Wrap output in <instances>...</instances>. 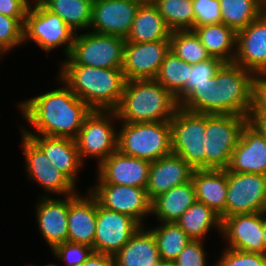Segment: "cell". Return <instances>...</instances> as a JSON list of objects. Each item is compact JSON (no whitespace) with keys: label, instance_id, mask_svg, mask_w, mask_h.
Here are the masks:
<instances>
[{"label":"cell","instance_id":"cell-32","mask_svg":"<svg viewBox=\"0 0 266 266\" xmlns=\"http://www.w3.org/2000/svg\"><path fill=\"white\" fill-rule=\"evenodd\" d=\"M221 23L236 32L256 20L263 12L260 0H219Z\"/></svg>","mask_w":266,"mask_h":266},{"label":"cell","instance_id":"cell-15","mask_svg":"<svg viewBox=\"0 0 266 266\" xmlns=\"http://www.w3.org/2000/svg\"><path fill=\"white\" fill-rule=\"evenodd\" d=\"M140 4L137 0H93L89 29L126 39Z\"/></svg>","mask_w":266,"mask_h":266},{"label":"cell","instance_id":"cell-38","mask_svg":"<svg viewBox=\"0 0 266 266\" xmlns=\"http://www.w3.org/2000/svg\"><path fill=\"white\" fill-rule=\"evenodd\" d=\"M216 87L214 76L211 84L195 86L178 104L179 107L195 113L216 114Z\"/></svg>","mask_w":266,"mask_h":266},{"label":"cell","instance_id":"cell-18","mask_svg":"<svg viewBox=\"0 0 266 266\" xmlns=\"http://www.w3.org/2000/svg\"><path fill=\"white\" fill-rule=\"evenodd\" d=\"M233 63L255 75L266 74V12L237 32Z\"/></svg>","mask_w":266,"mask_h":266},{"label":"cell","instance_id":"cell-37","mask_svg":"<svg viewBox=\"0 0 266 266\" xmlns=\"http://www.w3.org/2000/svg\"><path fill=\"white\" fill-rule=\"evenodd\" d=\"M224 64L225 62L217 57H211L197 64H189L188 82L175 96L177 103L179 104L193 89H195V86L211 84L212 77L216 75Z\"/></svg>","mask_w":266,"mask_h":266},{"label":"cell","instance_id":"cell-3","mask_svg":"<svg viewBox=\"0 0 266 266\" xmlns=\"http://www.w3.org/2000/svg\"><path fill=\"white\" fill-rule=\"evenodd\" d=\"M178 107L175 97L155 79L128 80L114 111L120 122H163L170 121Z\"/></svg>","mask_w":266,"mask_h":266},{"label":"cell","instance_id":"cell-14","mask_svg":"<svg viewBox=\"0 0 266 266\" xmlns=\"http://www.w3.org/2000/svg\"><path fill=\"white\" fill-rule=\"evenodd\" d=\"M141 227L132 217L98 203L93 251L115 256Z\"/></svg>","mask_w":266,"mask_h":266},{"label":"cell","instance_id":"cell-22","mask_svg":"<svg viewBox=\"0 0 266 266\" xmlns=\"http://www.w3.org/2000/svg\"><path fill=\"white\" fill-rule=\"evenodd\" d=\"M194 169L177 154L170 153L151 162L146 193L152 202L173 187L192 180Z\"/></svg>","mask_w":266,"mask_h":266},{"label":"cell","instance_id":"cell-19","mask_svg":"<svg viewBox=\"0 0 266 266\" xmlns=\"http://www.w3.org/2000/svg\"><path fill=\"white\" fill-rule=\"evenodd\" d=\"M151 162L131 157L120 150L97 166V175L105 184L146 188Z\"/></svg>","mask_w":266,"mask_h":266},{"label":"cell","instance_id":"cell-16","mask_svg":"<svg viewBox=\"0 0 266 266\" xmlns=\"http://www.w3.org/2000/svg\"><path fill=\"white\" fill-rule=\"evenodd\" d=\"M170 51V40L126 42L122 71L126 81L154 79Z\"/></svg>","mask_w":266,"mask_h":266},{"label":"cell","instance_id":"cell-23","mask_svg":"<svg viewBox=\"0 0 266 266\" xmlns=\"http://www.w3.org/2000/svg\"><path fill=\"white\" fill-rule=\"evenodd\" d=\"M226 169L266 175V140L249 123L243 128Z\"/></svg>","mask_w":266,"mask_h":266},{"label":"cell","instance_id":"cell-11","mask_svg":"<svg viewBox=\"0 0 266 266\" xmlns=\"http://www.w3.org/2000/svg\"><path fill=\"white\" fill-rule=\"evenodd\" d=\"M96 181L88 190L102 207L130 216L141 226L146 225L143 222L146 216H151L152 203L146 188L105 184L98 176Z\"/></svg>","mask_w":266,"mask_h":266},{"label":"cell","instance_id":"cell-52","mask_svg":"<svg viewBox=\"0 0 266 266\" xmlns=\"http://www.w3.org/2000/svg\"><path fill=\"white\" fill-rule=\"evenodd\" d=\"M29 266H34V265H29ZM44 266H59V265H55V264H47V265H44Z\"/></svg>","mask_w":266,"mask_h":266},{"label":"cell","instance_id":"cell-31","mask_svg":"<svg viewBox=\"0 0 266 266\" xmlns=\"http://www.w3.org/2000/svg\"><path fill=\"white\" fill-rule=\"evenodd\" d=\"M47 10L59 15L75 32L89 30L93 0H38Z\"/></svg>","mask_w":266,"mask_h":266},{"label":"cell","instance_id":"cell-24","mask_svg":"<svg viewBox=\"0 0 266 266\" xmlns=\"http://www.w3.org/2000/svg\"><path fill=\"white\" fill-rule=\"evenodd\" d=\"M50 159V162L61 171L75 186L77 177L84 163L81 161L75 139L51 137L39 134H25Z\"/></svg>","mask_w":266,"mask_h":266},{"label":"cell","instance_id":"cell-12","mask_svg":"<svg viewBox=\"0 0 266 266\" xmlns=\"http://www.w3.org/2000/svg\"><path fill=\"white\" fill-rule=\"evenodd\" d=\"M226 217L266 210V175L227 170Z\"/></svg>","mask_w":266,"mask_h":266},{"label":"cell","instance_id":"cell-45","mask_svg":"<svg viewBox=\"0 0 266 266\" xmlns=\"http://www.w3.org/2000/svg\"><path fill=\"white\" fill-rule=\"evenodd\" d=\"M33 0H0V13L13 18H25Z\"/></svg>","mask_w":266,"mask_h":266},{"label":"cell","instance_id":"cell-46","mask_svg":"<svg viewBox=\"0 0 266 266\" xmlns=\"http://www.w3.org/2000/svg\"><path fill=\"white\" fill-rule=\"evenodd\" d=\"M81 266H116L114 256L92 252Z\"/></svg>","mask_w":266,"mask_h":266},{"label":"cell","instance_id":"cell-35","mask_svg":"<svg viewBox=\"0 0 266 266\" xmlns=\"http://www.w3.org/2000/svg\"><path fill=\"white\" fill-rule=\"evenodd\" d=\"M169 40L170 51L188 64H197L211 58L193 30L172 31Z\"/></svg>","mask_w":266,"mask_h":266},{"label":"cell","instance_id":"cell-48","mask_svg":"<svg viewBox=\"0 0 266 266\" xmlns=\"http://www.w3.org/2000/svg\"><path fill=\"white\" fill-rule=\"evenodd\" d=\"M262 229H263V242L266 247V210L263 211V224H262Z\"/></svg>","mask_w":266,"mask_h":266},{"label":"cell","instance_id":"cell-9","mask_svg":"<svg viewBox=\"0 0 266 266\" xmlns=\"http://www.w3.org/2000/svg\"><path fill=\"white\" fill-rule=\"evenodd\" d=\"M255 74L235 63H225L215 75L216 114L249 117Z\"/></svg>","mask_w":266,"mask_h":266},{"label":"cell","instance_id":"cell-43","mask_svg":"<svg viewBox=\"0 0 266 266\" xmlns=\"http://www.w3.org/2000/svg\"><path fill=\"white\" fill-rule=\"evenodd\" d=\"M203 243L202 240H191L179 254L175 263L178 266H207V253Z\"/></svg>","mask_w":266,"mask_h":266},{"label":"cell","instance_id":"cell-33","mask_svg":"<svg viewBox=\"0 0 266 266\" xmlns=\"http://www.w3.org/2000/svg\"><path fill=\"white\" fill-rule=\"evenodd\" d=\"M159 223L157 227L149 229L156 238L161 261H175L192 239L177 223Z\"/></svg>","mask_w":266,"mask_h":266},{"label":"cell","instance_id":"cell-47","mask_svg":"<svg viewBox=\"0 0 266 266\" xmlns=\"http://www.w3.org/2000/svg\"><path fill=\"white\" fill-rule=\"evenodd\" d=\"M248 123L256 129L261 136L266 140V117L264 116H249Z\"/></svg>","mask_w":266,"mask_h":266},{"label":"cell","instance_id":"cell-25","mask_svg":"<svg viewBox=\"0 0 266 266\" xmlns=\"http://www.w3.org/2000/svg\"><path fill=\"white\" fill-rule=\"evenodd\" d=\"M192 181L197 201L226 218L227 169H194Z\"/></svg>","mask_w":266,"mask_h":266},{"label":"cell","instance_id":"cell-1","mask_svg":"<svg viewBox=\"0 0 266 266\" xmlns=\"http://www.w3.org/2000/svg\"><path fill=\"white\" fill-rule=\"evenodd\" d=\"M61 88H56L18 103L20 114L35 132L20 128L23 134L75 139L85 117L92 109L81 101L59 78Z\"/></svg>","mask_w":266,"mask_h":266},{"label":"cell","instance_id":"cell-20","mask_svg":"<svg viewBox=\"0 0 266 266\" xmlns=\"http://www.w3.org/2000/svg\"><path fill=\"white\" fill-rule=\"evenodd\" d=\"M35 205L38 230L52 250L68 241L69 195L58 198L39 196Z\"/></svg>","mask_w":266,"mask_h":266},{"label":"cell","instance_id":"cell-49","mask_svg":"<svg viewBox=\"0 0 266 266\" xmlns=\"http://www.w3.org/2000/svg\"><path fill=\"white\" fill-rule=\"evenodd\" d=\"M161 266H178L175 261H162Z\"/></svg>","mask_w":266,"mask_h":266},{"label":"cell","instance_id":"cell-29","mask_svg":"<svg viewBox=\"0 0 266 266\" xmlns=\"http://www.w3.org/2000/svg\"><path fill=\"white\" fill-rule=\"evenodd\" d=\"M193 31L200 38L211 57L225 63H233L236 55L237 32L223 23L194 26Z\"/></svg>","mask_w":266,"mask_h":266},{"label":"cell","instance_id":"cell-30","mask_svg":"<svg viewBox=\"0 0 266 266\" xmlns=\"http://www.w3.org/2000/svg\"><path fill=\"white\" fill-rule=\"evenodd\" d=\"M192 240H204L212 228L221 235L222 221L211 208L196 201L176 222Z\"/></svg>","mask_w":266,"mask_h":266},{"label":"cell","instance_id":"cell-40","mask_svg":"<svg viewBox=\"0 0 266 266\" xmlns=\"http://www.w3.org/2000/svg\"><path fill=\"white\" fill-rule=\"evenodd\" d=\"M92 252L93 248L89 245L67 241L54 247L51 253L66 266H81Z\"/></svg>","mask_w":266,"mask_h":266},{"label":"cell","instance_id":"cell-17","mask_svg":"<svg viewBox=\"0 0 266 266\" xmlns=\"http://www.w3.org/2000/svg\"><path fill=\"white\" fill-rule=\"evenodd\" d=\"M263 212L236 214L222 220L221 237L227 248L266 254L263 242Z\"/></svg>","mask_w":266,"mask_h":266},{"label":"cell","instance_id":"cell-41","mask_svg":"<svg viewBox=\"0 0 266 266\" xmlns=\"http://www.w3.org/2000/svg\"><path fill=\"white\" fill-rule=\"evenodd\" d=\"M212 266H266V254L225 248Z\"/></svg>","mask_w":266,"mask_h":266},{"label":"cell","instance_id":"cell-13","mask_svg":"<svg viewBox=\"0 0 266 266\" xmlns=\"http://www.w3.org/2000/svg\"><path fill=\"white\" fill-rule=\"evenodd\" d=\"M22 151L25 159V170L29 179L38 183L45 191L43 196L51 194L67 196L76 194L77 187L55 166L45 153L25 134L22 133Z\"/></svg>","mask_w":266,"mask_h":266},{"label":"cell","instance_id":"cell-28","mask_svg":"<svg viewBox=\"0 0 266 266\" xmlns=\"http://www.w3.org/2000/svg\"><path fill=\"white\" fill-rule=\"evenodd\" d=\"M171 32L153 3H141L125 41L142 43L169 40Z\"/></svg>","mask_w":266,"mask_h":266},{"label":"cell","instance_id":"cell-27","mask_svg":"<svg viewBox=\"0 0 266 266\" xmlns=\"http://www.w3.org/2000/svg\"><path fill=\"white\" fill-rule=\"evenodd\" d=\"M196 201L195 186L191 180L156 197L151 203V215L156 216L159 222L176 223Z\"/></svg>","mask_w":266,"mask_h":266},{"label":"cell","instance_id":"cell-4","mask_svg":"<svg viewBox=\"0 0 266 266\" xmlns=\"http://www.w3.org/2000/svg\"><path fill=\"white\" fill-rule=\"evenodd\" d=\"M120 123L118 150L122 153L149 162L172 153L169 121Z\"/></svg>","mask_w":266,"mask_h":266},{"label":"cell","instance_id":"cell-39","mask_svg":"<svg viewBox=\"0 0 266 266\" xmlns=\"http://www.w3.org/2000/svg\"><path fill=\"white\" fill-rule=\"evenodd\" d=\"M24 21L25 18H13L0 13V52L2 54L24 44Z\"/></svg>","mask_w":266,"mask_h":266},{"label":"cell","instance_id":"cell-2","mask_svg":"<svg viewBox=\"0 0 266 266\" xmlns=\"http://www.w3.org/2000/svg\"><path fill=\"white\" fill-rule=\"evenodd\" d=\"M59 78L92 110H115L126 83L122 68L59 64Z\"/></svg>","mask_w":266,"mask_h":266},{"label":"cell","instance_id":"cell-51","mask_svg":"<svg viewBox=\"0 0 266 266\" xmlns=\"http://www.w3.org/2000/svg\"><path fill=\"white\" fill-rule=\"evenodd\" d=\"M140 1L141 3H153L155 0H137Z\"/></svg>","mask_w":266,"mask_h":266},{"label":"cell","instance_id":"cell-7","mask_svg":"<svg viewBox=\"0 0 266 266\" xmlns=\"http://www.w3.org/2000/svg\"><path fill=\"white\" fill-rule=\"evenodd\" d=\"M75 34L59 15L47 10L38 0L32 1L24 21V43L34 41L46 53L63 45L67 58Z\"/></svg>","mask_w":266,"mask_h":266},{"label":"cell","instance_id":"cell-34","mask_svg":"<svg viewBox=\"0 0 266 266\" xmlns=\"http://www.w3.org/2000/svg\"><path fill=\"white\" fill-rule=\"evenodd\" d=\"M153 4L171 31L193 30L194 9L192 0H155Z\"/></svg>","mask_w":266,"mask_h":266},{"label":"cell","instance_id":"cell-6","mask_svg":"<svg viewBox=\"0 0 266 266\" xmlns=\"http://www.w3.org/2000/svg\"><path fill=\"white\" fill-rule=\"evenodd\" d=\"M125 38L92 31L75 34L72 48L61 64H81L95 68H122Z\"/></svg>","mask_w":266,"mask_h":266},{"label":"cell","instance_id":"cell-10","mask_svg":"<svg viewBox=\"0 0 266 266\" xmlns=\"http://www.w3.org/2000/svg\"><path fill=\"white\" fill-rule=\"evenodd\" d=\"M169 122L172 153L184 159L193 169H205L206 114L178 107Z\"/></svg>","mask_w":266,"mask_h":266},{"label":"cell","instance_id":"cell-8","mask_svg":"<svg viewBox=\"0 0 266 266\" xmlns=\"http://www.w3.org/2000/svg\"><path fill=\"white\" fill-rule=\"evenodd\" d=\"M114 121L118 122L114 110H92L85 117L75 138L79 156L84 164V159L93 157L94 160L98 158L99 166L118 149V130Z\"/></svg>","mask_w":266,"mask_h":266},{"label":"cell","instance_id":"cell-36","mask_svg":"<svg viewBox=\"0 0 266 266\" xmlns=\"http://www.w3.org/2000/svg\"><path fill=\"white\" fill-rule=\"evenodd\" d=\"M188 75L189 64L169 51L154 79L175 97L188 82Z\"/></svg>","mask_w":266,"mask_h":266},{"label":"cell","instance_id":"cell-26","mask_svg":"<svg viewBox=\"0 0 266 266\" xmlns=\"http://www.w3.org/2000/svg\"><path fill=\"white\" fill-rule=\"evenodd\" d=\"M116 266H161L156 238L142 226L114 256Z\"/></svg>","mask_w":266,"mask_h":266},{"label":"cell","instance_id":"cell-42","mask_svg":"<svg viewBox=\"0 0 266 266\" xmlns=\"http://www.w3.org/2000/svg\"><path fill=\"white\" fill-rule=\"evenodd\" d=\"M194 9V26L221 23L219 0H192Z\"/></svg>","mask_w":266,"mask_h":266},{"label":"cell","instance_id":"cell-21","mask_svg":"<svg viewBox=\"0 0 266 266\" xmlns=\"http://www.w3.org/2000/svg\"><path fill=\"white\" fill-rule=\"evenodd\" d=\"M86 192V196L80 191L69 195L68 241L93 247L98 200L89 190Z\"/></svg>","mask_w":266,"mask_h":266},{"label":"cell","instance_id":"cell-44","mask_svg":"<svg viewBox=\"0 0 266 266\" xmlns=\"http://www.w3.org/2000/svg\"><path fill=\"white\" fill-rule=\"evenodd\" d=\"M249 116L266 117V74H257L254 77L252 107Z\"/></svg>","mask_w":266,"mask_h":266},{"label":"cell","instance_id":"cell-50","mask_svg":"<svg viewBox=\"0 0 266 266\" xmlns=\"http://www.w3.org/2000/svg\"><path fill=\"white\" fill-rule=\"evenodd\" d=\"M264 12H266V0H260Z\"/></svg>","mask_w":266,"mask_h":266},{"label":"cell","instance_id":"cell-5","mask_svg":"<svg viewBox=\"0 0 266 266\" xmlns=\"http://www.w3.org/2000/svg\"><path fill=\"white\" fill-rule=\"evenodd\" d=\"M247 116L206 114L205 169H226L237 146Z\"/></svg>","mask_w":266,"mask_h":266}]
</instances>
